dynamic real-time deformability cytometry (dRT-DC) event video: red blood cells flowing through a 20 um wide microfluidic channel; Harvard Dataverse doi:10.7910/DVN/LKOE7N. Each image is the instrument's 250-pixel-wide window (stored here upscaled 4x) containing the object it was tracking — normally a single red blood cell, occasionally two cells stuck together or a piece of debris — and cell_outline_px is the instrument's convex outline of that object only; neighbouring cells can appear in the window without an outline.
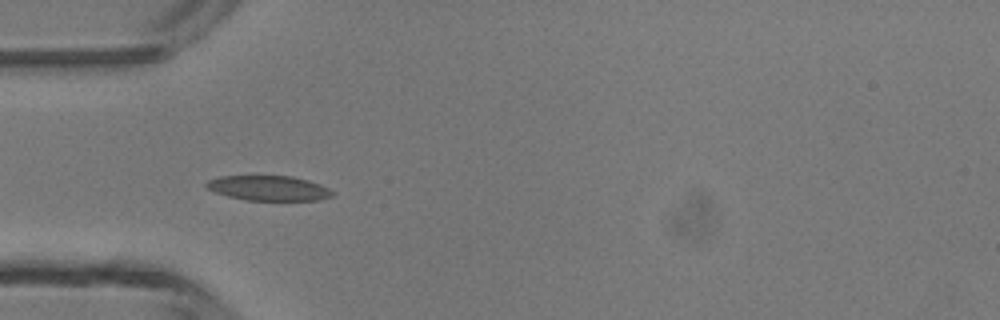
{"species": "common noctule bat (a hibernating species)", "species_latin": "Nyctalus noctula", "temperature_condition": "room temperature", "stored_images_in_passage": 33, "camera_frame_rate_fps": 3000, "um_per_image_px": 0.085, "animal": {"sex": "male", "body_mass_g": 13.3}, "frame": {"image": 1, "passage_image": 1, "time_ms": 0.0, "image_size_px": [1000, 320], "cell_outline_px": [[336, 192], [332, 196], [320, 200], [248, 200], [228, 196], [204, 188], [204, 184], [208, 180], [220, 176], [292, 176], [308, 180], [320, 184]], "centroid_in_image_um": [22.84, 15.99], "position_along_channel_um": 62.2, "area_um2": 18.38}}
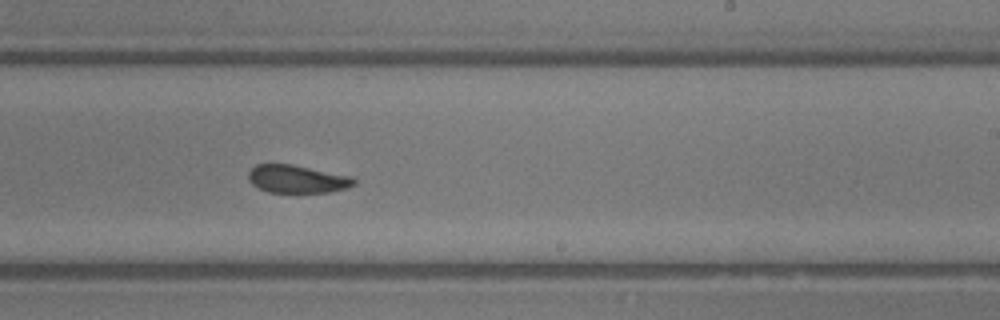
{"frame": {"image": 2, "passage_image": 15, "time_ms": 4.667, "image_size_px": [1000, 320], "cell_outline_px": [[356, 184], [344, 188], [328, 192], [268, 192], [252, 184], [248, 180], [248, 172], [256, 164], [292, 164], [352, 176], [356, 180]], "centroid_in_image_um": [25.25, 15.2], "position_along_channel_um": 263.8, "area_um2": 17.11}}
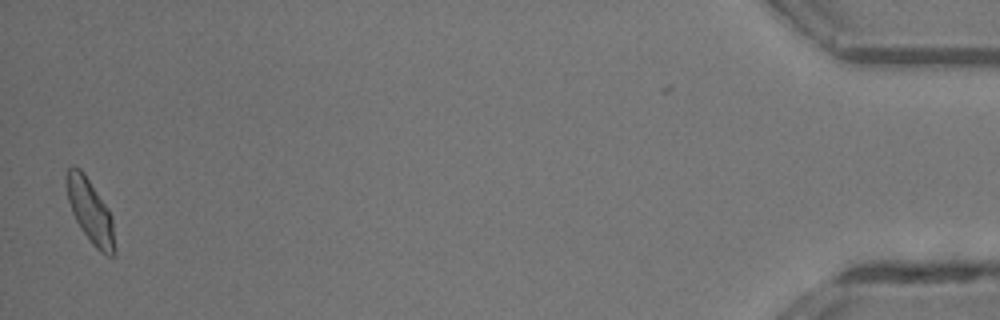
{"frame": {"image": 3, "passage_image": 33, "time_ms": 10.667, "image_size_px": [1000, 320], "cell_outline_px": [[116, 256], [108, 256], [100, 252], [92, 244], [80, 228], [72, 212], [68, 200], [68, 168], [72, 164], [80, 168], [84, 172], [108, 208], [112, 216], [116, 248]], "centroid_in_image_um": [7.73, 18.01], "position_along_channel_um": 427.5, "area_um2": 17.86}, "authors_computed_cell_mechanics": {"area_um2": 17.918, "velocity_mm_per_s": 4.343, "shape_relaxation_time_tau1_ms": null, "shape_relaxation_time_tau2_ms": 2.1564, "deformation_change_tau1": null, "deformation_change_tau2": 0.0709}}